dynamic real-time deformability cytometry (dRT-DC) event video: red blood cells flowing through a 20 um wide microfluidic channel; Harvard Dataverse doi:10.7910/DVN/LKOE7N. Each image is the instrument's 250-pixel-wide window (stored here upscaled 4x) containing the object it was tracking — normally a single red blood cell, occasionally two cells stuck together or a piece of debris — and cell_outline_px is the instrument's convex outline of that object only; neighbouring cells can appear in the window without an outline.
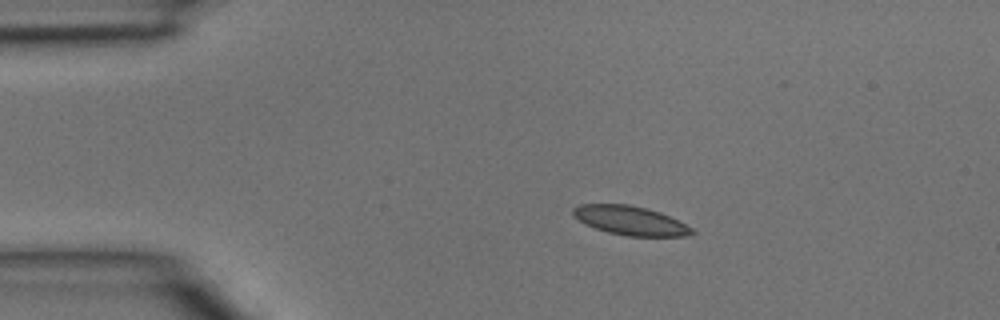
{"species": "common noctule bat (a hibernating species)", "species_latin": "Nyctalus noctula", "temperature_condition": "room temperature", "stored_images_in_passage": 3, "camera_frame_rate_fps": 3000, "um_per_image_px": 0.085, "animal": {"sex": "male", "body_mass_g": 15.6}, "frame": {"image": 1, "passage_image": 2, "time_ms": 0.333, "image_size_px": [1000, 320], "cell_outline_px": [[696, 232], [688, 236], [628, 236], [608, 232], [596, 228], [572, 216], [572, 208], [580, 204], [628, 204], [660, 212], [692, 228]], "centroid_in_image_um": [53.56, 18.74], "position_along_channel_um": 31.4, "area_um2": 19.83}}